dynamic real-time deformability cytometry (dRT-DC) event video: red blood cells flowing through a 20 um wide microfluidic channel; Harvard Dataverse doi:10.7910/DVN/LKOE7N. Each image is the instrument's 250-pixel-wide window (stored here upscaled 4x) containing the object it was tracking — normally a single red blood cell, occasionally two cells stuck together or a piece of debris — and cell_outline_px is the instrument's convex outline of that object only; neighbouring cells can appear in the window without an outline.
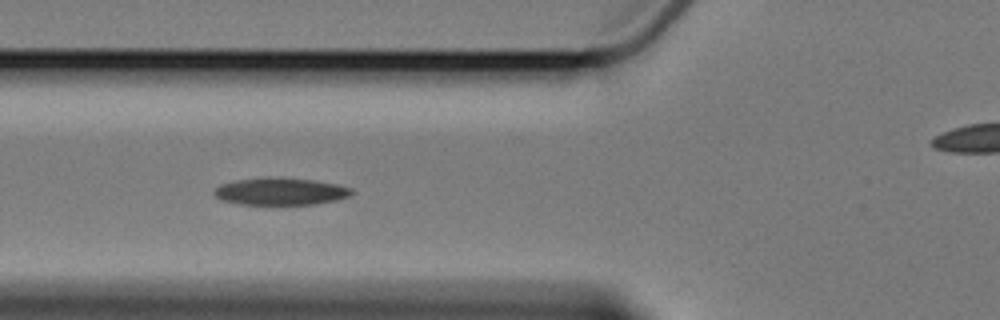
{"species": "Egyptian fruit bat (a non-hibernating species)", "species_latin": "Rousettus aegyptiacus", "temperature_condition": "cold", "stored_images_in_passage": 6, "camera_frame_rate_fps": 3000, "um_per_image_px": 0.085, "animal": {"sex": "female"}, "frame": {"image": 1, "passage_image": 5, "time_ms": 5.667, "image_size_px": [1000, 320], "cell_outline_px": [[356, 192], [352, 196], [336, 200], [316, 204], [240, 204], [224, 200], [216, 196], [212, 192], [220, 184], [236, 180], [312, 180], [336, 184], [352, 188]], "centroid_in_image_um": [23.92, 16.32], "position_along_channel_um": 101.9, "area_um2": 20.81}}
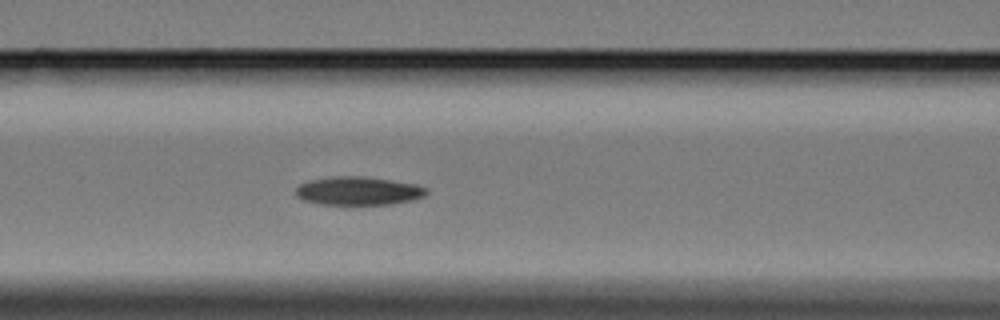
{"frame": {"image": 2, "passage_image": 6, "time_ms": 6.667, "image_size_px": [1000, 320], "cell_outline_px": [[428, 192], [424, 196], [412, 200], [392, 204], [316, 204], [304, 200], [296, 196], [296, 188], [300, 184], [308, 180], [332, 176], [364, 176], [392, 180], [416, 184], [428, 188]], "centroid_in_image_um": [30.46, 16.22], "position_along_channel_um": 136.1, "area_um2": 21.79}}